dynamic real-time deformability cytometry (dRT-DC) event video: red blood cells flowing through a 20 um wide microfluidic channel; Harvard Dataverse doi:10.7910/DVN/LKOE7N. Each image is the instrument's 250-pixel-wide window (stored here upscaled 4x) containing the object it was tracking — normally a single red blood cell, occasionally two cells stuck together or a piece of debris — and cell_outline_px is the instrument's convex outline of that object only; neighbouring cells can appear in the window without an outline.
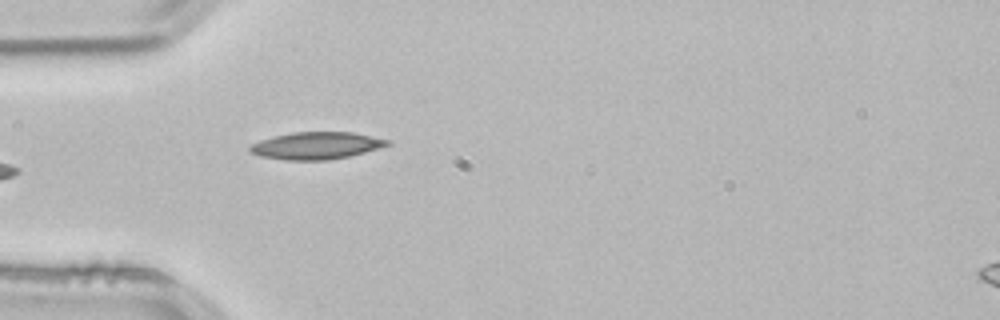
{"species": "common noctule bat (a hibernating species)", "species_latin": "Nyctalus noctula", "temperature_condition": "room temperature", "stored_images_in_passage": 36, "camera_frame_rate_fps": 3000, "um_per_image_px": 0.085, "animal": {"sex": "male", "body_mass_g": 21.5, "forearm_length_mm": 52.0}, "frame": {"image": 1, "passage_image": 1, "time_ms": 0.0, "image_size_px": [1000, 320], "cell_outline_px": [[392, 144], [364, 152], [348, 156], [328, 160], [284, 160], [260, 156], [248, 152], [248, 148], [252, 144], [260, 140], [292, 132], [352, 132], [392, 140]], "centroid_in_image_um": [26.89, 12.38], "position_along_channel_um": 58.1, "area_um2": 21.79}, "authors_computed_cell_mechanics": {"area_um2": 19.8254, "velocity_mm_per_s": 3.8386, "shape_relaxation_time_tau1_ms": 7.2357, "shape_relaxation_time_tau2_ms": 2.1917, "deformation_change_tau1": 0.1519, "deformation_change_tau2": 0.059}}